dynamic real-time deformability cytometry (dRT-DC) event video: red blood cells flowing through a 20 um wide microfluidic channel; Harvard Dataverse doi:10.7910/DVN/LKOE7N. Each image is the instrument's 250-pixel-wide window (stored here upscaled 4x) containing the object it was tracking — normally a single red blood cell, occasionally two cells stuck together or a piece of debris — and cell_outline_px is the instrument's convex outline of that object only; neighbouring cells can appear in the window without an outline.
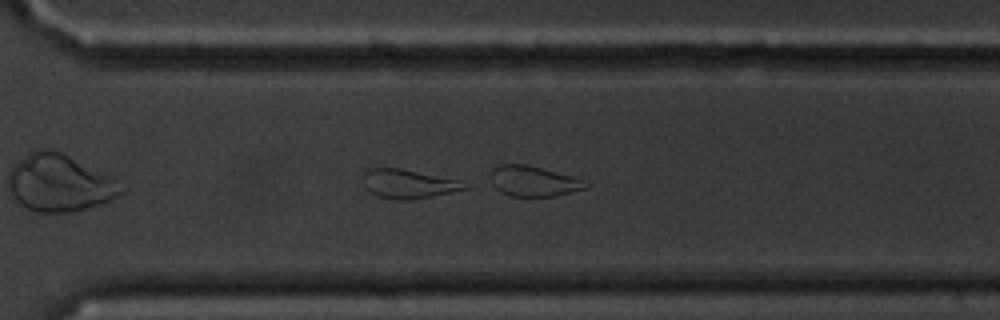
{"species": "common noctule bat (a hibernating species)", "species_latin": "Nyctalus noctula", "temperature_condition": "cold", "stored_images_in_passage": 39, "camera_frame_rate_fps": 3000, "um_per_image_px": 0.085, "animal": {"sex": "male", "body_mass_g": 20.1, "forearm_length_mm": 53.5}, "frame": {"image": 1, "passage_image": 28, "time_ms": 9.0, "image_size_px": [1000, 320], "cell_outline_px": [[468, 188], [432, 196], [404, 200], [396, 200], [380, 196], [372, 192], [368, 188], [364, 176], [364, 172], [368, 168], [400, 168], [460, 180]], "centroid_in_image_um": [34.73, 15.61], "position_along_channel_um": 335.9, "area_um2": 16.59}}